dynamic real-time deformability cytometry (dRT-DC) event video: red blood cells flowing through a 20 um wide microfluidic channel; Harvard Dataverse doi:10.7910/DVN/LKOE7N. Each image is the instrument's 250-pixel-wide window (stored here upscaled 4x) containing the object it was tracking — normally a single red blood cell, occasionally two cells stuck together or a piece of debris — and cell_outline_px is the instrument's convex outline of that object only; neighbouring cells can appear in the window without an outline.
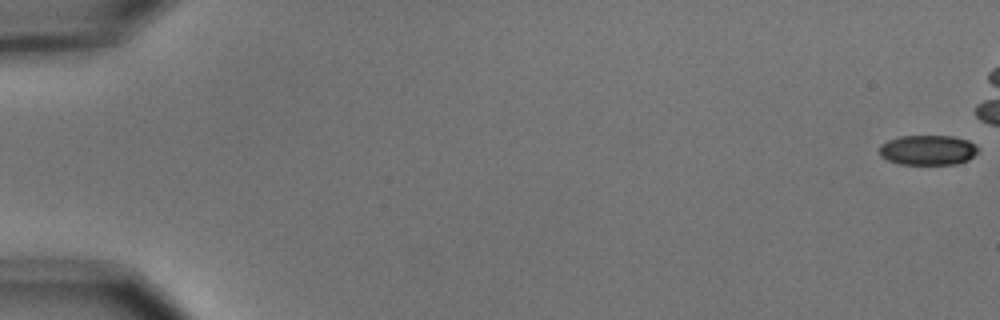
{"species": "common noctule bat (a hibernating species)", "species_latin": "Nyctalus noctula", "temperature_condition": "cold", "stored_images_in_passage": 13, "camera_frame_rate_fps": 3000, "um_per_image_px": 0.085, "animal": {"sex": "male", "body_mass_g": 15.6}, "frame": {"image": 1, "passage_image": 1, "time_ms": 0.0, "image_size_px": [1000, 320], "cell_outline_px": [[976, 152], [968, 160], [956, 164], [900, 164], [888, 160], [880, 156], [880, 144], [888, 140], [900, 136], [952, 136], [968, 140], [976, 144]], "centroid_in_image_um": [78.85, 12.75], "position_along_channel_um": 6.2, "area_um2": 17.17}}